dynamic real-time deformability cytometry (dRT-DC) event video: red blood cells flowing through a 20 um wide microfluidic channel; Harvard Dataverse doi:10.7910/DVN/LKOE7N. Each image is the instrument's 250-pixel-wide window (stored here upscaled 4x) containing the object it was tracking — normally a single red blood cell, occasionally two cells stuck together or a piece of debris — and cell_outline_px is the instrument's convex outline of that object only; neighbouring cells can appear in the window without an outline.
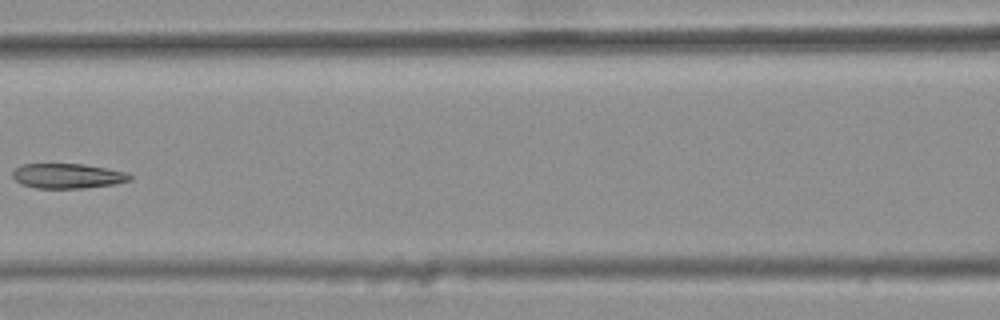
{"species": "common noctule bat (a hibernating species)", "species_latin": "Nyctalus noctula", "temperature_condition": "warm", "stored_images_in_passage": 8, "camera_frame_rate_fps": 3000, "um_per_image_px": 0.085, "animal": {"sex": "female", "body_mass_g": 25.1}, "frame": {"image": 1, "passage_image": 7, "time_ms": 2.0, "image_size_px": [1000, 320], "cell_outline_px": [[132, 180], [112, 184], [84, 188], [36, 188], [20, 184], [12, 176], [12, 172], [20, 164], [84, 164], [124, 172], [132, 176]], "centroid_in_image_um": [5.7, 14.95], "position_along_channel_um": 160.9, "area_um2": 16.88}}
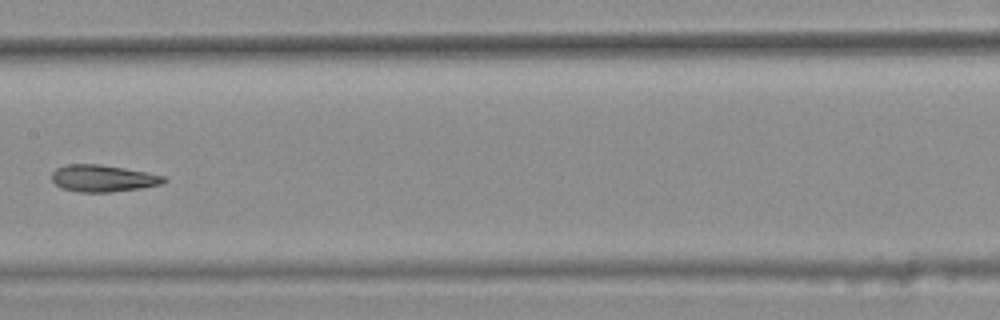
{"frame": {"image": 2, "passage_image": 8, "time_ms": 2.333, "image_size_px": [1000, 320], "cell_outline_px": [[168, 180], [164, 184], [140, 188], [112, 192], [80, 192], [60, 188], [52, 180], [52, 172], [56, 168], [68, 164], [100, 164], [148, 172], [164, 176]], "centroid_in_image_um": [8.77, 15.16], "position_along_channel_um": 198.6, "area_um2": 17.69}}